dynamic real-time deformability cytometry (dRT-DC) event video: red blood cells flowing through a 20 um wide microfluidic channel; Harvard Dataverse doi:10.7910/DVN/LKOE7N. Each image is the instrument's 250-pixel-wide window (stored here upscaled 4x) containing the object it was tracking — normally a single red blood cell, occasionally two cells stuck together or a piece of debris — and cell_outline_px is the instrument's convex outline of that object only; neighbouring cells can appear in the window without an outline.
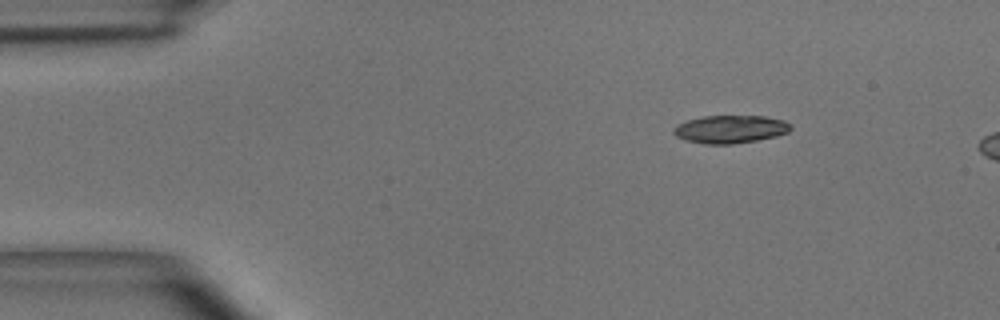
{"species": "common noctule bat (a hibernating species)", "species_latin": "Nyctalus noctula", "temperature_condition": "room temperature", "stored_images_in_passage": 42, "camera_frame_rate_fps": 3000, "um_per_image_px": 0.085, "animal": {"sex": "male", "body_mass_g": 15.6}, "frame": {"image": 1, "passage_image": 1, "time_ms": 0.0, "image_size_px": [1000, 320], "cell_outline_px": [[792, 128], [788, 132], [776, 136], [756, 140], [732, 144], [704, 144], [684, 140], [676, 136], [672, 132], [672, 128], [676, 124], [688, 120], [704, 116], [764, 116], [784, 120], [792, 124]], "centroid_in_image_um": [62.06, 10.98], "position_along_channel_um": 22.9, "area_um2": 19.19}}
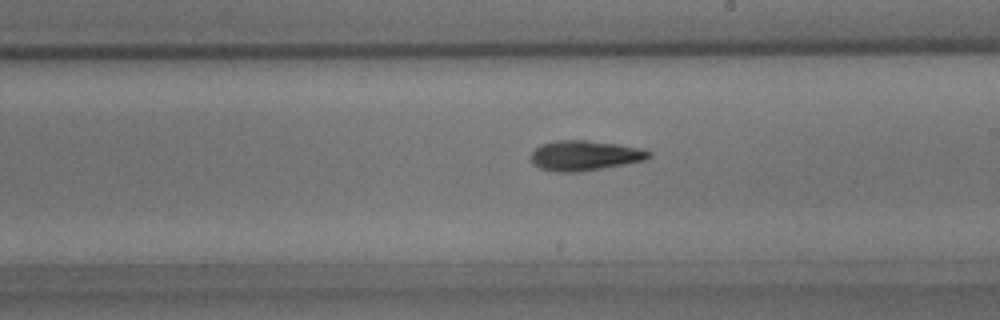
{"frame": {"image": 2, "passage_image": 22, "time_ms": 7.0, "image_size_px": [1000, 320], "cell_outline_px": [[652, 156], [644, 160], [604, 168], [580, 172], [552, 172], [540, 168], [532, 164], [532, 152], [540, 144], [556, 140], [588, 140], [616, 144], [640, 148], [652, 152]], "centroid_in_image_um": [49.68, 13.22], "position_along_channel_um": 239.3, "area_um2": 20.75}}
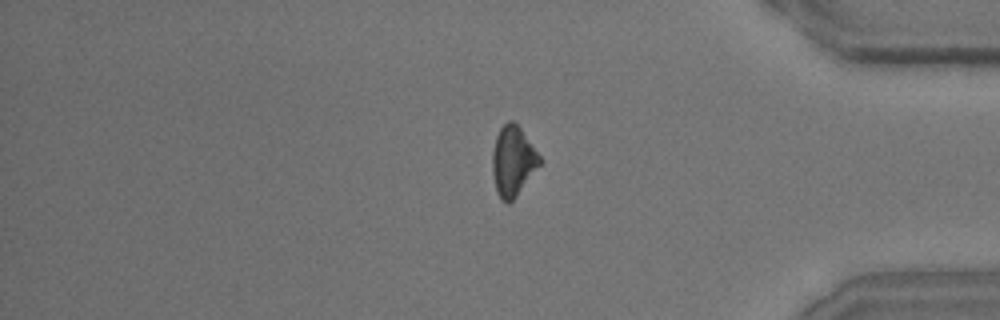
{"frame": {"image": 3, "passage_image": 35, "time_ms": 11.333, "image_size_px": [1000, 320], "cell_outline_px": [[540, 164], [516, 196], [508, 204], [504, 204], [500, 200], [496, 192], [492, 172], [492, 148], [496, 136], [500, 128], [508, 120], [512, 120], [520, 128], [540, 156]], "centroid_in_image_um": [43.55, 13.71], "position_along_channel_um": 391.6, "area_um2": 19.19}, "authors_computed_cell_mechanics": {"area_um2": 19.652, "velocity_mm_per_s": 4.0719, "shape_relaxation_time_tau1_ms": 5.0605, "shape_relaxation_time_tau2_ms": 7.8497, "deformation_change_tau1": 0.1821, "deformation_change_tau2": 0.1817}}